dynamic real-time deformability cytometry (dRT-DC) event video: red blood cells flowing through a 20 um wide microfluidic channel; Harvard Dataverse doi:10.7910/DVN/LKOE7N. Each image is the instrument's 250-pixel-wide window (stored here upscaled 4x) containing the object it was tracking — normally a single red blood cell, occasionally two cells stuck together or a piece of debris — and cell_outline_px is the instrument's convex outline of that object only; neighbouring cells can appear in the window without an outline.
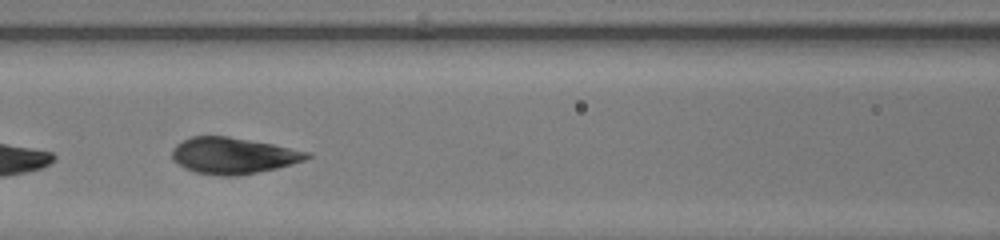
{"species": "human", "species_latin": "Homo sapiens", "temperature_condition": "warm", "stored_images_in_passage": 14, "segment_of_instrument_passage": [2, 2], "camera_frame_rate_fps": 3000, "um_per_image_px": 0.085, "donor": {"sex": "female"}, "frame": {"image": 1, "passage_image": 12, "time_ms": 3.667, "image_size_px": [1000, 240], "cell_outline_px": [[312, 156], [304, 160], [276, 168], [236, 176], [216, 176], [196, 172], [184, 168], [172, 160], [172, 148], [176, 144], [192, 136], [228, 136], [272, 144], [308, 152]], "centroid_in_image_um": [19.76, 13.23], "position_along_channel_um": 146.8, "area_um2": 28.32}}